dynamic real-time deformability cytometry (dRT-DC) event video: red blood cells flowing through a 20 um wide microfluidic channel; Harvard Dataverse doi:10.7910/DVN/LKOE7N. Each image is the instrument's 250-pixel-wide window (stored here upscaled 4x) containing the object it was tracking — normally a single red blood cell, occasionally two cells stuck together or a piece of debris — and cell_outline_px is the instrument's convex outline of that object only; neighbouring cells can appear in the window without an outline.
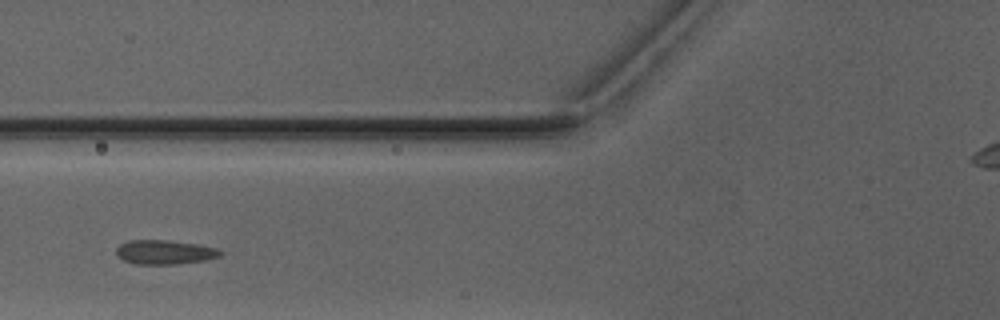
{"species": "Egyptian fruit bat (a non-hibernating species)", "species_latin": "Rousettus aegyptiacus", "temperature_condition": "warm", "stored_images_in_passage": 3, "camera_frame_rate_fps": 3000, "um_per_image_px": 0.085, "animal": {"sex": "male"}, "frame": {"image": 1, "passage_image": 3, "time_ms": 2.333, "image_size_px": [1000, 320], "cell_outline_px": [[224, 252], [220, 256], [204, 260], [176, 264], [136, 264], [124, 260], [116, 256], [116, 248], [120, 244], [128, 240], [168, 240], [196, 244], [216, 248]], "centroid_in_image_um": [13.97, 21.43], "position_along_channel_um": 111.8, "area_um2": 14.68}}